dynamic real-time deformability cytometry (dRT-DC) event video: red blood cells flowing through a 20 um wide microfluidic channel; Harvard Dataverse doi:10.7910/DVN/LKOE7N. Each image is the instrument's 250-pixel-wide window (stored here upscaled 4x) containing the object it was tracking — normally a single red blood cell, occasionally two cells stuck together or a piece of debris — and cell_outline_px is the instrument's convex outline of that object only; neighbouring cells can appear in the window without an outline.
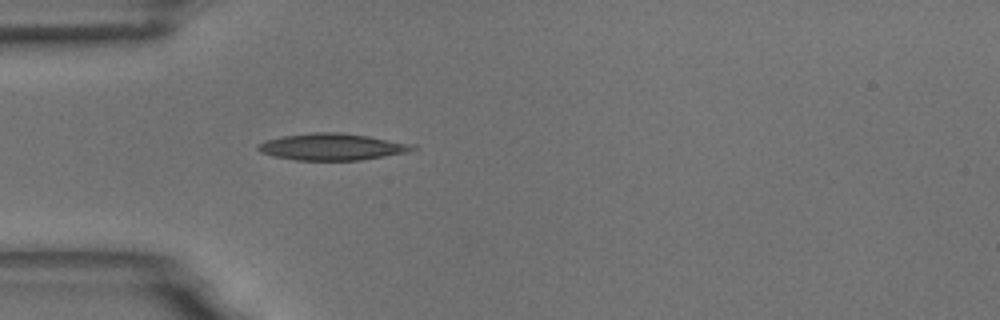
{"species": "common noctule bat (a hibernating species)", "species_latin": "Nyctalus noctula", "temperature_condition": "room temperature", "stored_images_in_passage": 6, "camera_frame_rate_fps": 3000, "um_per_image_px": 0.085, "animal": {"sex": "male", "body_mass_g": 18.8}, "frame": {"image": 1, "passage_image": 1, "time_ms": 0.0, "image_size_px": [1000, 320], "cell_outline_px": [[416, 148], [408, 152], [360, 160], [296, 160], [276, 156], [260, 152], [256, 148], [264, 140], [284, 136], [312, 132], [340, 132], [368, 136], [416, 144]], "centroid_in_image_um": [28.25, 12.47], "position_along_channel_um": 56.7, "area_um2": 23.99}}
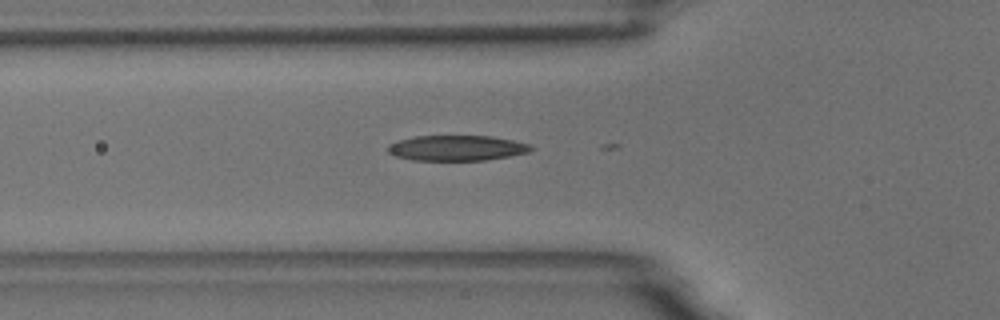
{"frame": {"image": 2, "passage_image": 4, "time_ms": 1.0, "image_size_px": [1000, 320], "cell_outline_px": [[536, 148], [528, 152], [508, 156], [484, 160], [412, 160], [396, 156], [388, 152], [384, 148], [388, 144], [400, 140], [416, 136], [492, 136], [512, 140], [528, 144]], "centroid_in_image_um": [38.79, 12.58], "position_along_channel_um": 87.0, "area_um2": 21.1}}